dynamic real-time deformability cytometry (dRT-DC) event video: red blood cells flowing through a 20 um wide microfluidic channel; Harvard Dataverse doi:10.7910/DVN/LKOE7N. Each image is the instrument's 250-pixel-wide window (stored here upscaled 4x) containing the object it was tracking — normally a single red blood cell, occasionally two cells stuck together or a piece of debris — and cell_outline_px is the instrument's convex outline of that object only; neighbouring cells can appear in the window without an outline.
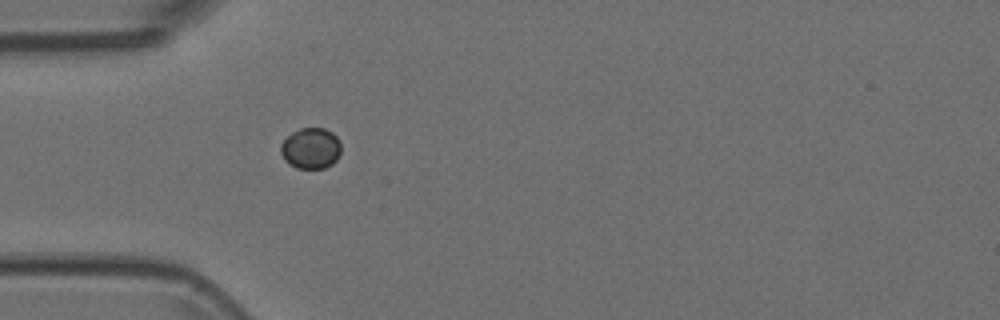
{"species": "Egyptian fruit bat (a non-hibernating species)", "species_latin": "Rousettus aegyptiacus", "temperature_condition": "room temperature", "stored_images_in_passage": 3, "camera_frame_rate_fps": 3000, "um_per_image_px": 0.085, "animal": {"sex": "female"}, "frame": {"image": 1, "passage_image": 3, "time_ms": 0.667, "image_size_px": [1000, 320], "cell_outline_px": [[340, 152], [336, 160], [332, 164], [324, 168], [296, 168], [288, 164], [284, 160], [280, 152], [280, 144], [292, 132], [300, 128], [324, 128], [332, 132], [336, 136], [340, 144]], "centroid_in_image_um": [26.39, 12.61], "position_along_channel_um": 58.6, "area_um2": 14.45}}